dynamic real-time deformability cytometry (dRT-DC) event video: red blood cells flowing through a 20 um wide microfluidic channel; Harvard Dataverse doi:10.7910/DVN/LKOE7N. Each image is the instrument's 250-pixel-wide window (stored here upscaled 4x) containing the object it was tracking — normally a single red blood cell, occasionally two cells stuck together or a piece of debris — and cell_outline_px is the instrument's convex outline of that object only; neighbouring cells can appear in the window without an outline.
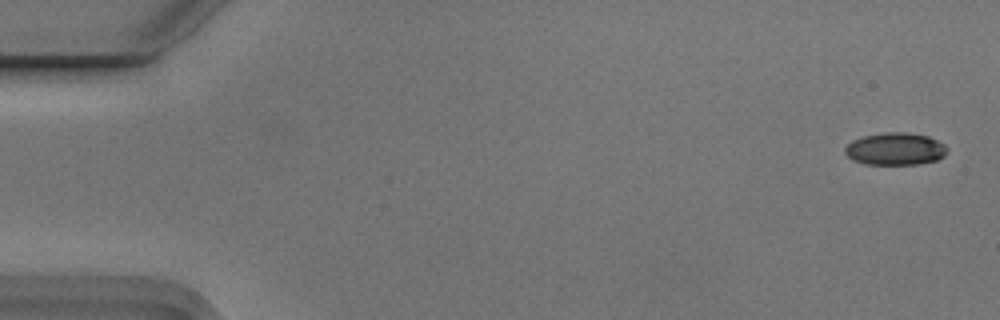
{"species": "Egyptian fruit bat (a non-hibernating species)", "species_latin": "Rousettus aegyptiacus", "temperature_condition": "cold", "stored_images_in_passage": 5, "camera_frame_rate_fps": 3000, "um_per_image_px": 0.085, "animal": {"sex": "male"}, "frame": {"image": 1, "passage_image": 1, "time_ms": 0.0, "image_size_px": [1000, 320], "cell_outline_px": [[948, 152], [944, 156], [936, 160], [916, 164], [864, 164], [852, 160], [844, 152], [844, 148], [852, 140], [864, 136], [884, 132], [908, 132], [928, 136], [944, 144], [948, 148]], "centroid_in_image_um": [76.09, 12.65], "position_along_channel_um": 8.9, "area_um2": 19.36}}